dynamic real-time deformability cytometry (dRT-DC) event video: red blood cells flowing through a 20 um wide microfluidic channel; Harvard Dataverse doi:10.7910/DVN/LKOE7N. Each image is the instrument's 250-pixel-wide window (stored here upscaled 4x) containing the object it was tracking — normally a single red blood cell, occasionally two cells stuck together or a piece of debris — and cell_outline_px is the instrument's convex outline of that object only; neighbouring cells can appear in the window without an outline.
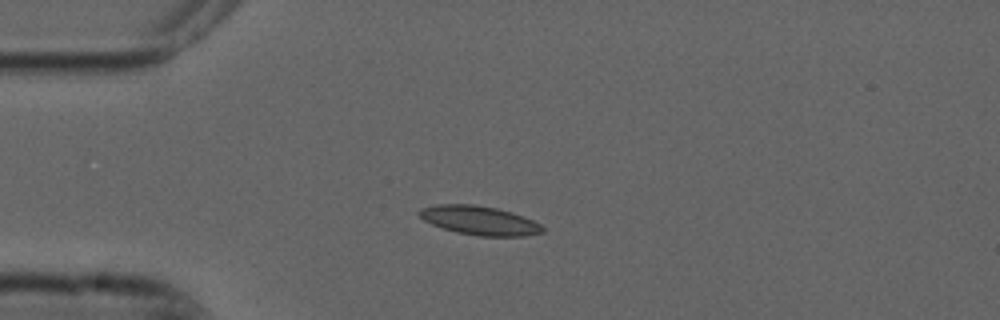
{"species": "common noctule bat (a hibernating species)", "species_latin": "Nyctalus noctula", "temperature_condition": "cold", "stored_images_in_passage": 4, "camera_frame_rate_fps": 3000, "um_per_image_px": 0.085, "animal": {"sex": "male", "forearm_length_mm": 52.5}, "frame": {"image": 1, "passage_image": 2, "time_ms": 0.333, "image_size_px": [1000, 320], "cell_outline_px": [[544, 232], [524, 236], [480, 236], [456, 232], [432, 224], [424, 220], [416, 212], [420, 208], [436, 204], [472, 204], [496, 208], [512, 212], [532, 220], [540, 224], [544, 228]], "centroid_in_image_um": [40.74, 18.73], "position_along_channel_um": 44.3, "area_um2": 20.75}}
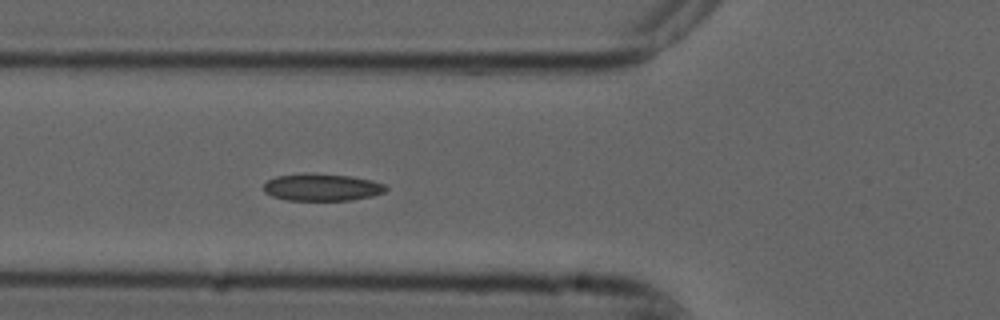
{"frame": {"image": 2, "passage_image": 4, "time_ms": 1.0, "image_size_px": [1000, 320], "cell_outline_px": [[388, 188], [384, 192], [372, 196], [352, 200], [284, 200], [272, 196], [264, 192], [264, 184], [268, 180], [276, 176], [348, 176], [372, 180], [384, 184]], "centroid_in_image_um": [27.4, 15.97], "position_along_channel_um": 98.4, "area_um2": 18.44}}